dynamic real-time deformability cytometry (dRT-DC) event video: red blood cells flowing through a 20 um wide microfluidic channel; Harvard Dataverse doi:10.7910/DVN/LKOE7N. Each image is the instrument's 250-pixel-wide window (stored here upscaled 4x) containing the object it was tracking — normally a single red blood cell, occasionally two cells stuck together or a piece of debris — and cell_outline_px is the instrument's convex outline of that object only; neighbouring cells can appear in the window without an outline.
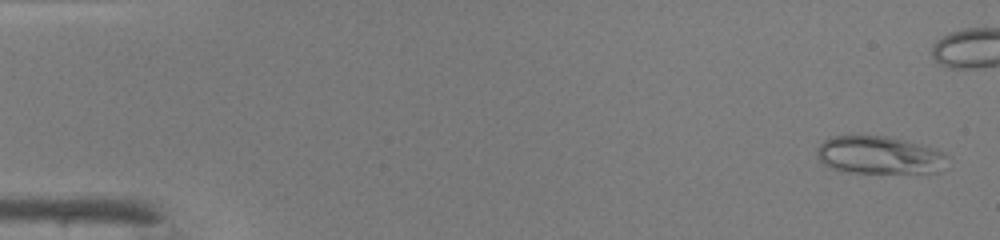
{"species": "common noctule bat (a hibernating species)", "species_latin": "Nyctalus noctula", "temperature_condition": "warm", "stored_images_in_passage": 48, "camera_frame_rate_fps": 3000, "um_per_image_px": 0.085, "animal": {"sex": "male", "body_mass_g": 19.0, "forearm_length_mm": 50.8}, "frame": {"image": 1, "passage_image": 2, "time_ms": 0.333, "image_size_px": [1000, 240], "cell_outline_px": [[952, 156], [940, 172], [848, 172], [832, 168], [824, 164], [816, 156], [816, 148], [824, 140], [832, 136], [856, 132], [888, 136], [904, 140], [932, 148], [944, 152]], "centroid_in_image_um": [74.71, 13.13], "position_along_channel_um": 10.3, "area_um2": 29.54}}
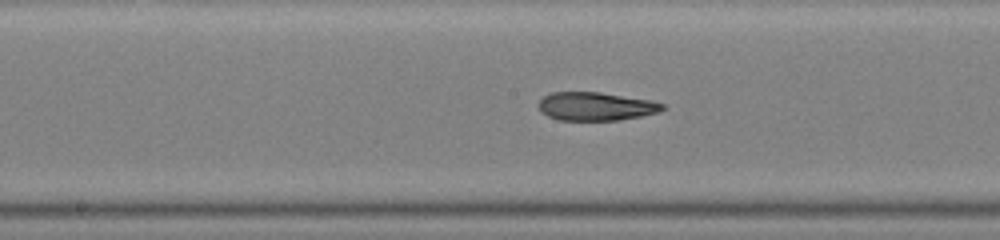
{"frame": {"image": 2, "passage_image": 25, "time_ms": 8.0, "image_size_px": [1000, 240], "cell_outline_px": [[664, 108], [656, 112], [640, 116], [620, 120], [560, 120], [548, 116], [540, 112], [540, 100], [544, 96], [552, 92], [600, 92], [652, 100], [664, 104]], "centroid_in_image_um": [50.64, 9.03], "position_along_channel_um": 197.6, "area_um2": 20.35}}
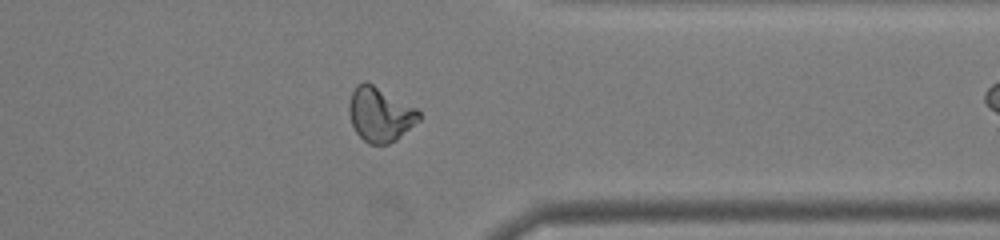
{"frame": {"image": 3, "passage_image": 38, "time_ms": 12.333, "image_size_px": [1000, 240], "cell_outline_px": [[420, 120], [396, 140], [388, 144], [368, 144], [356, 132], [352, 124], [348, 112], [348, 104], [352, 92], [356, 84], [364, 80], [372, 84], [416, 108], [420, 112]], "centroid_in_image_um": [32.28, 9.73], "position_along_channel_um": 379.1, "area_um2": 22.08}, "authors_computed_cell_mechanics": {"area_um2": 22.1663, "velocity_mm_per_s": 4.2998, "shape_relaxation_time_tau1_ms": null, "shape_relaxation_time_tau2_ms": 1.933, "deformation_change_tau1": null, "deformation_change_tau2": 0.0709}}